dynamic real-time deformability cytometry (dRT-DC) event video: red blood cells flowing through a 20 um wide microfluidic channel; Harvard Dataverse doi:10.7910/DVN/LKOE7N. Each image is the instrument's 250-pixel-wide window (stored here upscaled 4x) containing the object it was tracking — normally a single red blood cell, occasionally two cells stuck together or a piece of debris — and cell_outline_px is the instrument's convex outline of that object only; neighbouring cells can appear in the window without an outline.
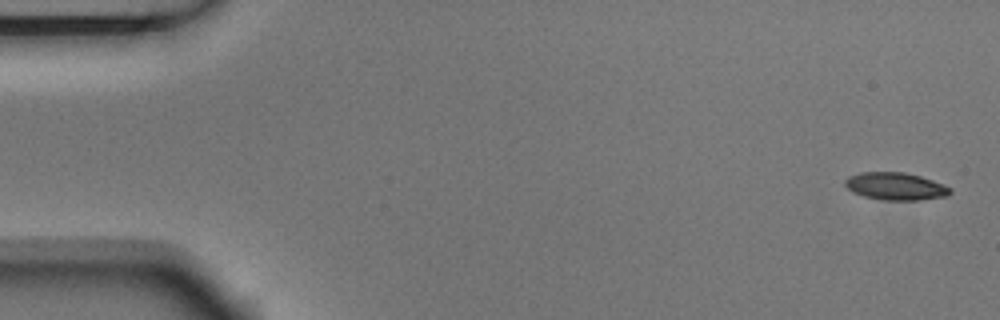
{"species": "Egyptian fruit bat (a non-hibernating species)", "species_latin": "Rousettus aegyptiacus", "temperature_condition": "room temperature", "stored_images_in_passage": 5, "camera_frame_rate_fps": 3000, "um_per_image_px": 0.085, "animal": {"sex": "male"}, "frame": {"image": 1, "passage_image": 1, "time_ms": 0.0, "image_size_px": [1000, 320], "cell_outline_px": [[952, 192], [948, 196], [920, 200], [880, 200], [864, 196], [852, 192], [844, 184], [844, 180], [848, 176], [860, 172], [904, 172], [920, 176], [932, 180], [952, 188]], "centroid_in_image_um": [76.12, 15.84], "position_along_channel_um": 8.9, "area_um2": 16.99}}
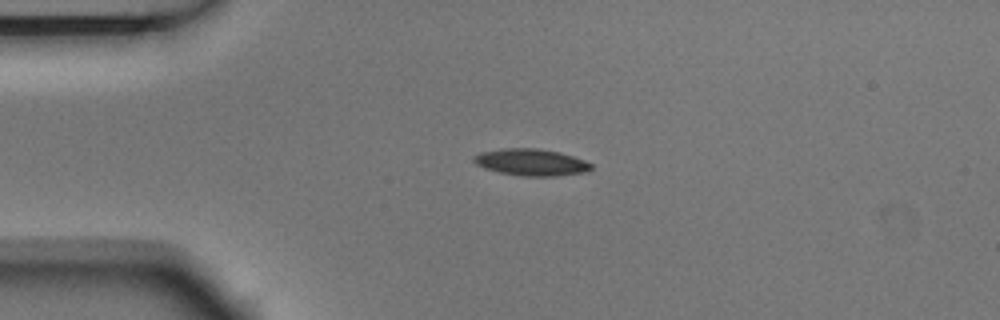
{"frame": {"image": 2, "passage_image": 4, "time_ms": 1.0, "image_size_px": [1000, 320], "cell_outline_px": [[592, 168], [588, 172], [552, 176], [524, 176], [500, 172], [484, 168], [476, 164], [472, 160], [472, 156], [480, 152], [500, 148], [540, 148], [560, 152], [584, 160], [592, 164]], "centroid_in_image_um": [45.13, 13.78], "position_along_channel_um": 39.9, "area_um2": 18.44}}